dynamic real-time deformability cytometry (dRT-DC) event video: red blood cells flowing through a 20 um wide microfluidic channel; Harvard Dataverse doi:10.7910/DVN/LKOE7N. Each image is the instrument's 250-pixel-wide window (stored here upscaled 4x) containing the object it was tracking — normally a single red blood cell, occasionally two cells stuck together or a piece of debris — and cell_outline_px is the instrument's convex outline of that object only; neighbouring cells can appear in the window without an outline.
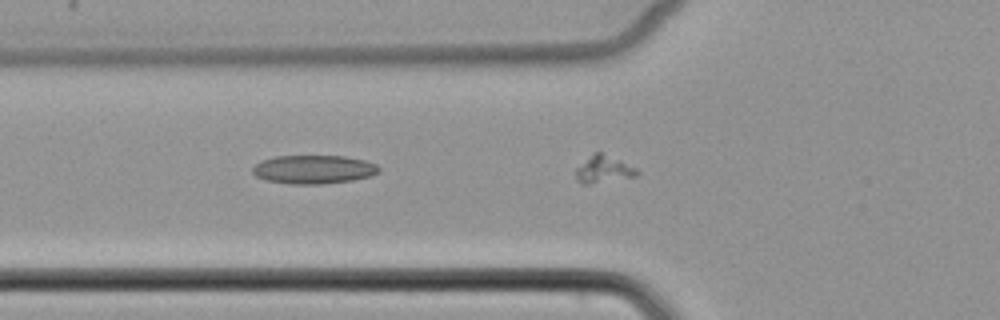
{"species": "common noctule bat (a hibernating species)", "species_latin": "Nyctalus noctula", "temperature_condition": "cold", "stored_images_in_passage": 11, "camera_frame_rate_fps": 3000, "um_per_image_px": 0.085, "animal": {"sex": "female", "body_mass_g": 22.7, "forearm_length_mm": 54.2}, "frame": {"image": 1, "passage_image": 4, "time_ms": 1.0, "image_size_px": [1000, 320], "cell_outline_px": [[380, 172], [372, 176], [352, 180], [324, 184], [288, 184], [268, 180], [256, 176], [252, 172], [252, 168], [260, 160], [276, 156], [344, 156], [364, 160], [376, 164], [380, 168]], "centroid_in_image_um": [26.67, 14.4], "position_along_channel_um": 99.1, "area_um2": 21.15}}